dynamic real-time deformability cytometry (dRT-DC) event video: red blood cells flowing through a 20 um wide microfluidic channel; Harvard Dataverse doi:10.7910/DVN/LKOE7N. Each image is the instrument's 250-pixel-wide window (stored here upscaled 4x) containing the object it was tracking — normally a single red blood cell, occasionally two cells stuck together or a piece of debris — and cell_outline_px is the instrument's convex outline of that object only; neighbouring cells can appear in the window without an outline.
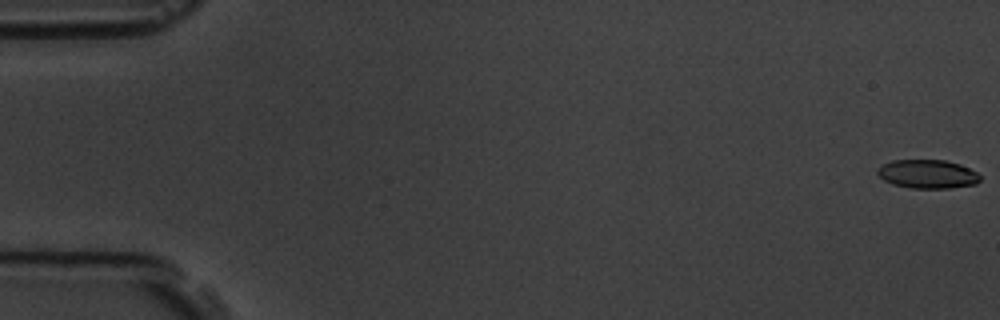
{"species": "common noctule bat (a hibernating species)", "species_latin": "Nyctalus noctula", "temperature_condition": "room temperature", "stored_images_in_passage": 55, "camera_frame_rate_fps": 3000, "um_per_image_px": 0.085, "animal": {"sex": "male", "body_mass_g": 19.5, "forearm_length_mm": 54.6}, "frame": {"image": 1, "passage_image": 1, "time_ms": 0.0, "image_size_px": [1000, 320], "cell_outline_px": [[980, 180], [976, 184], [948, 188], [912, 188], [892, 184], [884, 180], [876, 172], [884, 164], [892, 160], [944, 160], [960, 164], [976, 172], [980, 176]], "centroid_in_image_um": [78.85, 14.79], "position_along_channel_um": 6.1, "area_um2": 16.99}}
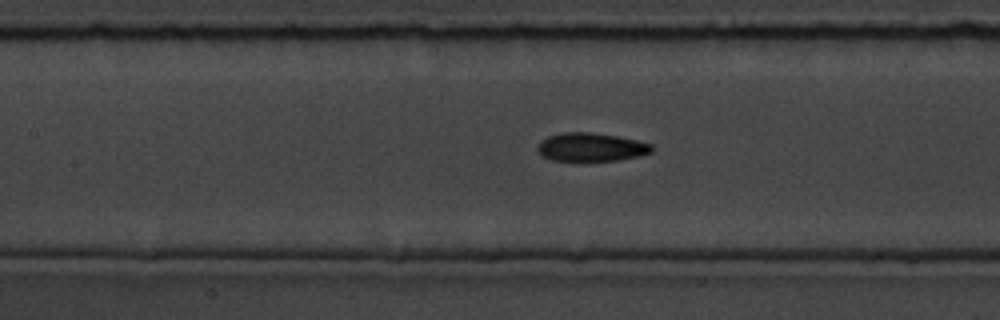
{"frame": {"image": 2, "passage_image": 27, "time_ms": 8.667, "image_size_px": [1000, 320], "cell_outline_px": [[652, 152], [640, 156], [616, 160], [552, 160], [544, 156], [536, 148], [548, 136], [564, 132], [592, 132], [616, 136], [636, 140], [652, 144]], "centroid_in_image_um": [50.28, 12.49], "position_along_channel_um": 157.1, "area_um2": 18.55}}
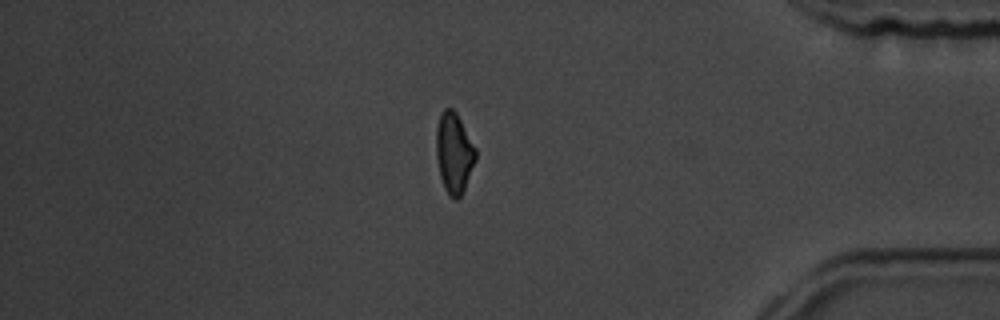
{"frame": {"image": 3, "passage_image": 50, "time_ms": 16.333, "image_size_px": [1000, 320], "cell_outline_px": [[476, 160], [464, 188], [460, 196], [456, 200], [444, 188], [440, 176], [436, 156], [436, 128], [440, 112], [444, 108], [452, 108], [456, 112], [476, 148]], "centroid_in_image_um": [38.58, 12.95], "position_along_channel_um": 396.6, "area_um2": 18.38}}